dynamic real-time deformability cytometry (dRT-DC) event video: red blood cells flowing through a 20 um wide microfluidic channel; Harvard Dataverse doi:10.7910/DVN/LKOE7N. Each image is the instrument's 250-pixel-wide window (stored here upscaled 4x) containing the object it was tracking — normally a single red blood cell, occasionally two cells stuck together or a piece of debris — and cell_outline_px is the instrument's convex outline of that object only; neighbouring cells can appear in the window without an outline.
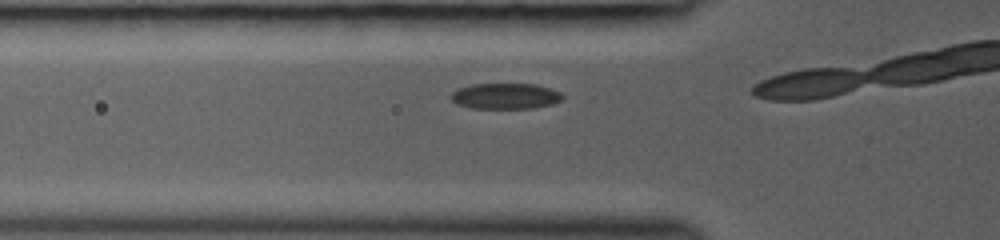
{"species": "common noctule bat (a hibernating species)", "species_latin": "Nyctalus noctula", "temperature_condition": "room temperature", "stored_images_in_passage": 13, "camera_frame_rate_fps": 3000, "um_per_image_px": 0.085, "animal": {"sex": "female", "body_mass_g": 19.0, "forearm_length_mm": 53.3}, "frame": {"image": 1, "passage_image": 9, "time_ms": 1.0, "image_size_px": [1000, 240], "cell_outline_px": [[564, 100], [552, 104], [532, 108], [472, 108], [456, 104], [448, 96], [452, 92], [460, 88], [472, 84], [536, 84], [560, 92], [564, 96]], "centroid_in_image_um": [42.96, 8.17], "position_along_channel_um": 82.8, "area_um2": 16.82}}